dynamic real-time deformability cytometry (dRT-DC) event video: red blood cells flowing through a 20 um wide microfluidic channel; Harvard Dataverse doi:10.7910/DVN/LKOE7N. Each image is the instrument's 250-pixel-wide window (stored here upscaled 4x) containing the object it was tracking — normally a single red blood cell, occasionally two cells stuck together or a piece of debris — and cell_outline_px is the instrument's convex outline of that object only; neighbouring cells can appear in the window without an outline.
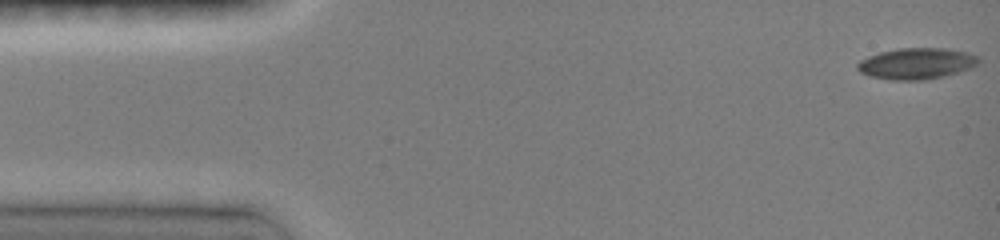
{"species": "common noctule bat (a hibernating species)", "species_latin": "Nyctalus noctula", "temperature_condition": "room temperature", "stored_images_in_passage": 61, "camera_frame_rate_fps": 3000, "um_per_image_px": 0.085, "animal": {"sex": "female", "body_mass_g": 19.0, "forearm_length_mm": 51.5}, "frame": {"image": 1, "passage_image": 1, "time_ms": 0.0, "image_size_px": [1000, 240], "cell_outline_px": [[980, 60], [976, 64], [968, 68], [944, 76], [924, 80], [888, 80], [872, 76], [860, 72], [856, 68], [856, 64], [860, 60], [868, 56], [880, 52], [900, 48], [944, 48], [968, 52], [976, 56]], "centroid_in_image_um": [77.86, 5.4], "position_along_channel_um": 7.1, "area_um2": 21.85}}
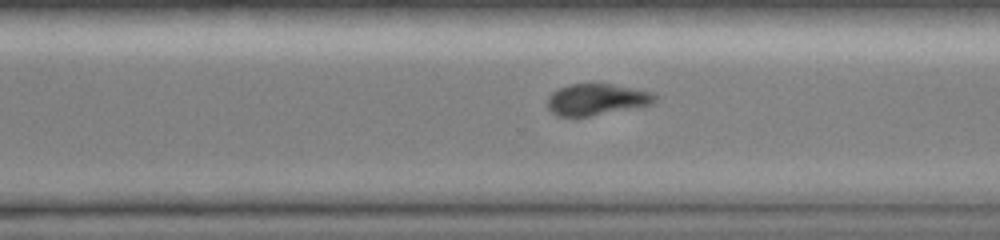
{"frame": {"image": 2, "passage_image": 46, "time_ms": 10.667, "image_size_px": [1000, 240], "cell_outline_px": [[656, 100], [652, 104], [588, 116], [556, 116], [548, 108], [548, 96], [552, 92], [568, 84], [612, 84], [656, 92]], "centroid_in_image_um": [50.72, 8.44], "position_along_channel_um": 319.9, "area_um2": 19.54}}
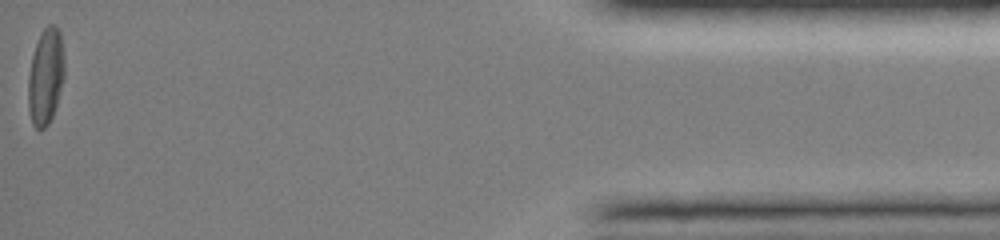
{"frame": {"image": 3, "passage_image": 61, "time_ms": 15.333, "image_size_px": [1000, 240], "cell_outline_px": [[64, 76], [56, 104], [52, 116], [48, 124], [44, 128], [36, 128], [32, 124], [28, 108], [28, 76], [32, 56], [40, 32], [48, 24], [56, 24], [60, 28], [64, 56]], "centroid_in_image_um": [3.88, 6.44], "position_along_channel_um": 431.3, "area_um2": 20.46}, "authors_computed_cell_mechanics": {"area_um2": 21.7328, "velocity_mm_per_s": 4.0562, "shape_relaxation_time_tau1_ms": 4.5763, "shape_relaxation_time_tau2_ms": null, "deformation_change_tau1": 0.1204, "deformation_change_tau2": null}}